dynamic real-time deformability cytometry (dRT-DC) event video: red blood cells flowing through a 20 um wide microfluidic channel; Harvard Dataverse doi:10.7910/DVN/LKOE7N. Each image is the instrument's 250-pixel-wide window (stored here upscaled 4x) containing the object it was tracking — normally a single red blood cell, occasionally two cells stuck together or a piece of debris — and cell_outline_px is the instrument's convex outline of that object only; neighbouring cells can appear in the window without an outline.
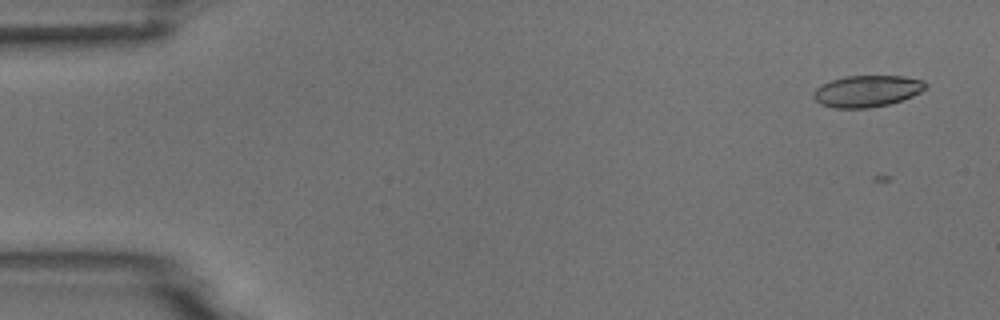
{"species": "common noctule bat (a hibernating species)", "species_latin": "Nyctalus noctula", "temperature_condition": "room temperature", "stored_images_in_passage": 6, "camera_frame_rate_fps": 3000, "um_per_image_px": 0.085, "animal": {"sex": "male", "body_mass_g": 18.8}, "frame": {"image": 1, "passage_image": 2, "time_ms": 1.0, "image_size_px": [1000, 320], "cell_outline_px": [[928, 84], [920, 92], [912, 96], [888, 104], [868, 108], [836, 108], [820, 104], [812, 96], [812, 92], [820, 84], [844, 76], [904, 76], [924, 80]], "centroid_in_image_um": [73.67, 7.73], "position_along_channel_um": 11.3, "area_um2": 20.63}}